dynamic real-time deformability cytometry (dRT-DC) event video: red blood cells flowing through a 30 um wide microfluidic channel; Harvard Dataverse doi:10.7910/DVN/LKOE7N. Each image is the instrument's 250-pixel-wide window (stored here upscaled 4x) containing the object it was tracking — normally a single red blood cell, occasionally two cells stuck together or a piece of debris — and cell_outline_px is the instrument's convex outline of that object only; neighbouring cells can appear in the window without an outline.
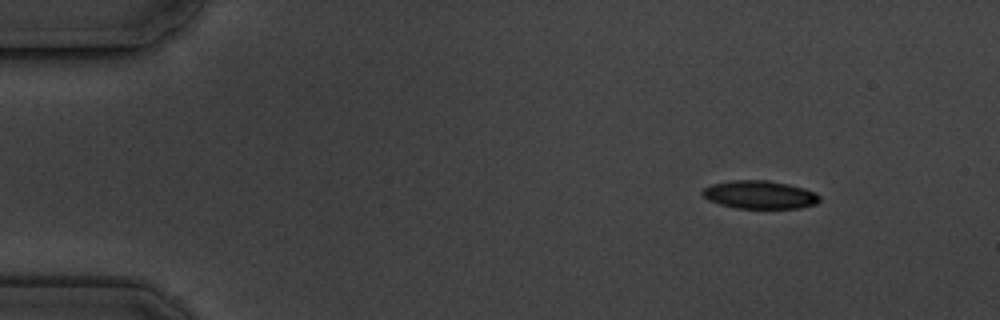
{"species": "common noctule bat (a hibernating species)", "species_latin": "Nyctalus noctula", "temperature_condition": "cold", "stored_images_in_passage": 5, "camera_frame_rate_fps": 3000, "um_per_image_px": 0.085, "animal": {"sex": "male", "body_mass_g": 19.5, "forearm_length_mm": 54.6}, "frame": {"image": 1, "passage_image": 1, "time_ms": 0.0, "image_size_px": [1000, 320], "cell_outline_px": [[820, 200], [816, 204], [800, 208], [736, 208], [720, 204], [708, 200], [700, 192], [704, 188], [712, 184], [732, 180], [768, 180], [788, 184], [804, 188], [816, 192], [820, 196]], "centroid_in_image_um": [64.59, 16.55], "position_along_channel_um": 20.4, "area_um2": 19.25}}
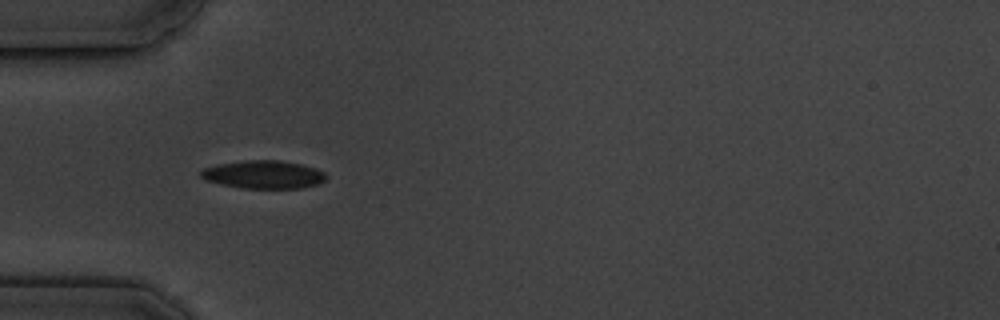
{"frame": {"image": 2, "passage_image": 4, "time_ms": 3.667, "image_size_px": [1000, 320], "cell_outline_px": [[328, 176], [324, 180], [316, 184], [300, 188], [240, 188], [220, 184], [204, 180], [200, 176], [200, 172], [204, 168], [216, 164], [244, 160], [280, 160], [304, 164], [316, 168], [324, 172]], "centroid_in_image_um": [22.38, 14.82], "position_along_channel_um": 62.6, "area_um2": 20.69}}